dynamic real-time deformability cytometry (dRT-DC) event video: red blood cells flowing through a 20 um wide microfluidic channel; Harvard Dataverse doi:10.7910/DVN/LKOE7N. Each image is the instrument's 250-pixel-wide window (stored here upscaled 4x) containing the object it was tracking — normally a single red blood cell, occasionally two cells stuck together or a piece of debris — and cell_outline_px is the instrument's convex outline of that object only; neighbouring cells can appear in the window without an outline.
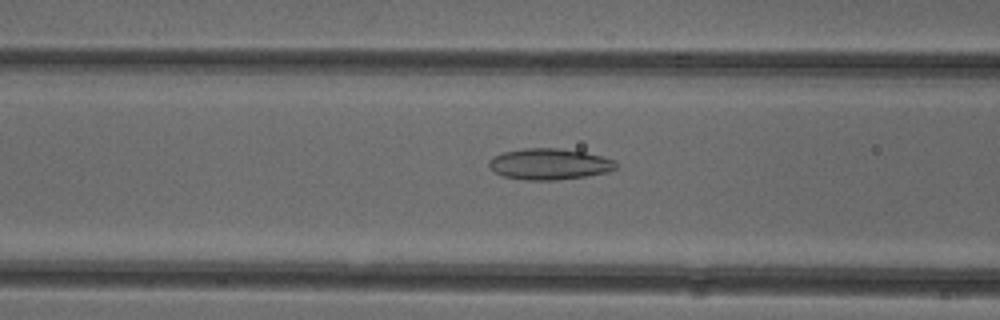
{"species": "common noctule bat (a hibernating species)", "species_latin": "Nyctalus noctula", "temperature_condition": "cold", "stored_images_in_passage": 37, "camera_frame_rate_fps": 3000, "um_per_image_px": 0.085, "animal": {"sex": "female"}, "frame": {"image": 1, "passage_image": 6, "time_ms": 1.667, "image_size_px": [1000, 320], "cell_outline_px": [[616, 168], [608, 172], [584, 176], [556, 180], [524, 180], [504, 176], [496, 172], [488, 164], [488, 160], [492, 156], [504, 152], [524, 148], [556, 148], [584, 152], [616, 160]], "centroid_in_image_um": [46.68, 13.94], "position_along_channel_um": 119.9, "area_um2": 22.89}}
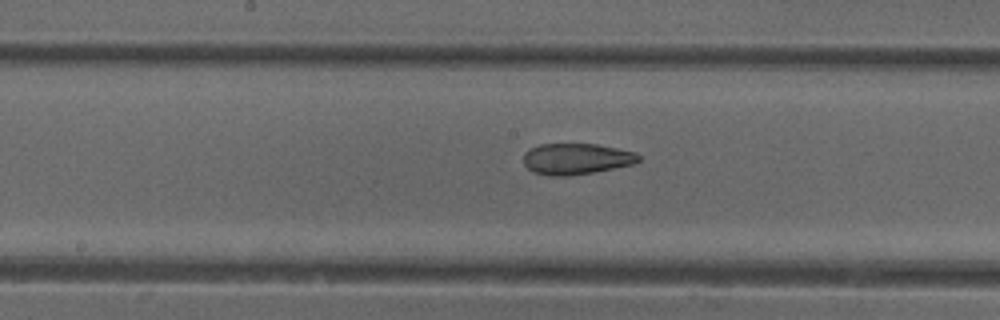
{"frame": {"image": 2, "passage_image": 12, "time_ms": 3.667, "image_size_px": [1000, 320], "cell_outline_px": [[640, 160], [632, 164], [592, 172], [568, 176], [548, 176], [532, 172], [524, 164], [524, 152], [528, 148], [540, 144], [596, 144], [636, 152], [640, 156]], "centroid_in_image_um": [48.94, 13.5], "position_along_channel_um": 199.3, "area_um2": 20.87}}
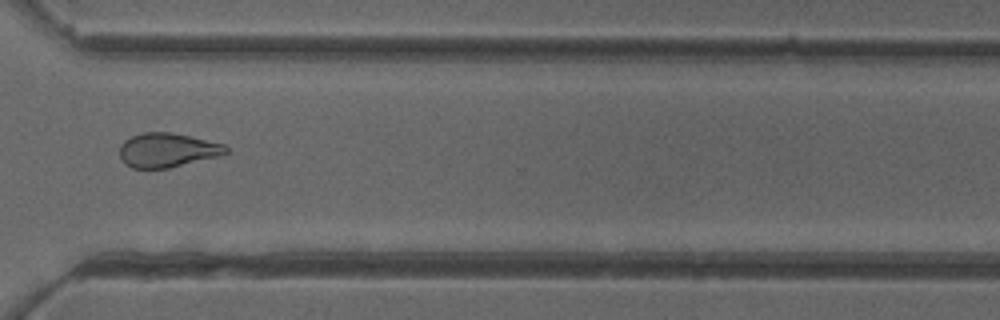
{"frame": {"image": 3, "passage_image": 24, "time_ms": 7.667, "image_size_px": [1000, 320], "cell_outline_px": [[228, 152], [220, 156], [168, 168], [132, 168], [124, 164], [120, 160], [120, 144], [124, 140], [140, 132], [172, 132], [192, 136], [224, 144], [228, 148]], "centroid_in_image_um": [14.21, 12.75], "position_along_channel_um": 356.4, "area_um2": 21.44}, "authors_computed_cell_mechanics": {"area_um2": 21.5594, "velocity_mm_per_s": 3.9457, "shape_relaxation_time_tau1_ms": null, "shape_relaxation_time_tau2_ms": 2.6468, "deformation_change_tau1": null, "deformation_change_tau2": 0.0938}}